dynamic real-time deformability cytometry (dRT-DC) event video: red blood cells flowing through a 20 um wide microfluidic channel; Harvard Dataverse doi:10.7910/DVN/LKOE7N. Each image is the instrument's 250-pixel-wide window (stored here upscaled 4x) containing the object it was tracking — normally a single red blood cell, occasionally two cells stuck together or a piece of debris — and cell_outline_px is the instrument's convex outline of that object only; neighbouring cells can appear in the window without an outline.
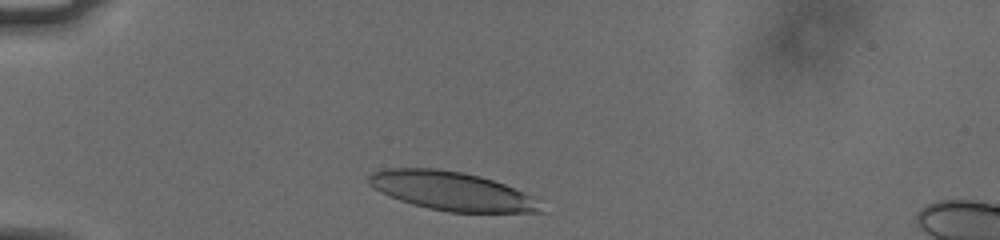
{"species": "human", "species_latin": "Homo sapiens", "temperature_condition": "cold", "stored_images_in_passage": 34, "camera_frame_rate_fps": 3000, "um_per_image_px": 0.085, "donor": {"sex": "male"}, "frame": {"image": 1, "passage_image": 3, "time_ms": 0.667, "image_size_px": [1000, 240], "cell_outline_px": [[548, 212], [448, 212], [428, 208], [412, 204], [400, 200], [380, 192], [372, 188], [368, 184], [368, 176], [372, 172], [384, 168], [436, 168], [464, 172], [480, 176], [504, 184], [532, 196]], "centroid_in_image_um": [38.36, 16.23], "position_along_channel_um": 46.6, "area_um2": 38.9}}
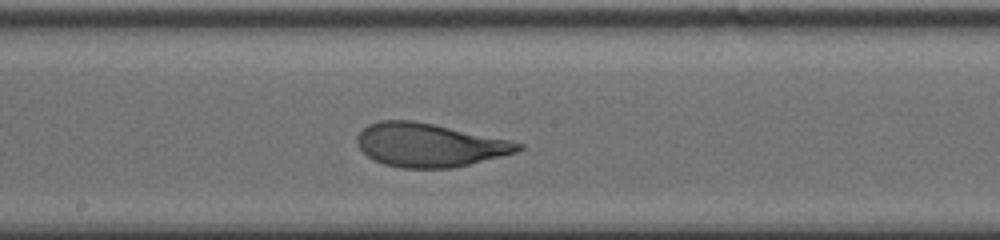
{"frame": {"image": 2, "passage_image": 19, "time_ms": 6.0, "image_size_px": [1000, 240], "cell_outline_px": [[524, 148], [516, 152], [452, 168], [400, 168], [384, 164], [372, 160], [360, 148], [356, 140], [356, 136], [368, 124], [380, 120], [412, 120], [512, 140], [524, 144]], "centroid_in_image_um": [36.48, 12.33], "position_along_channel_um": 211.7, "area_um2": 40.69}}
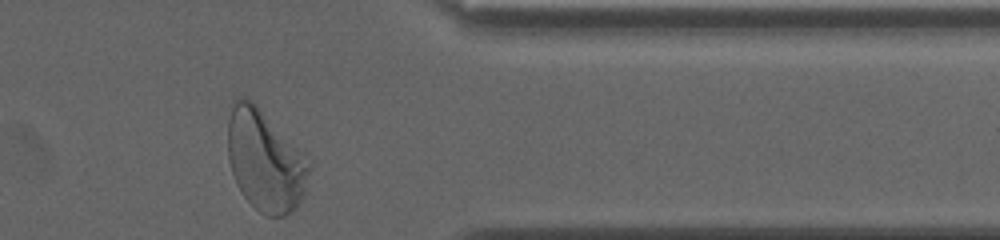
{"frame": {"image": 3, "passage_image": 34, "time_ms": 11.0, "image_size_px": [1000, 240], "cell_outline_px": [[312, 168], [304, 196], [296, 208], [292, 212], [284, 216], [268, 216], [260, 212], [244, 196], [236, 184], [228, 160], [228, 120], [232, 100], [248, 100], [256, 104], [308, 152], [312, 156]], "centroid_in_image_um": [22.62, 13.65], "position_along_channel_um": 388.8, "area_um2": 49.3}, "authors_computed_cell_mechanics": {"area_um2": 40.6912, "velocity_mm_per_s": 3.7406, "shape_relaxation_time_tau1_ms": 3.511, "shape_relaxation_time_tau2_ms": 0.8938, "deformation_change_tau1": 0.1763, "deformation_change_tau2": 0.0787}}